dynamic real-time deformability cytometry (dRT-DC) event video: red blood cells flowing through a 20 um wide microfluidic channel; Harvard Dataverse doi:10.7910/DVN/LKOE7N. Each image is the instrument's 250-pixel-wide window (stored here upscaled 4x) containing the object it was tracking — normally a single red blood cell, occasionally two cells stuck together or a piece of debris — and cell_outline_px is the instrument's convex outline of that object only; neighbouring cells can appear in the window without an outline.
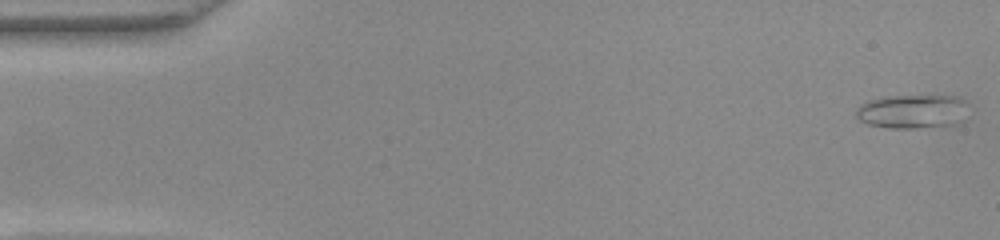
{"species": "common noctule bat (a hibernating species)", "species_latin": "Nyctalus noctula", "temperature_condition": "warm", "stored_images_in_passage": 46, "camera_frame_rate_fps": 3000, "um_per_image_px": 0.085, "animal": {"sex": "female", "body_mass_g": 22.0, "forearm_length_mm": 56.7}, "frame": {"image": 1, "passage_image": 1, "time_ms": 0.0, "image_size_px": [1000, 240], "cell_outline_px": [[960, 100], [952, 124], [916, 128], [888, 128], [868, 124], [860, 120], [856, 116], [856, 108], [860, 104], [868, 100], [884, 96], [956, 96]], "centroid_in_image_um": [77.23, 9.46], "position_along_channel_um": 7.8, "area_um2": 20.75}}
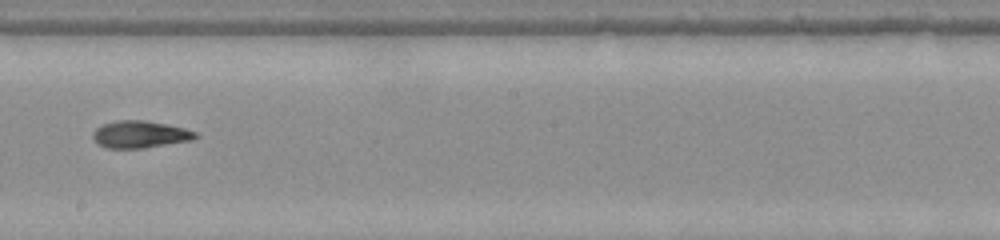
{"frame": {"image": 2, "passage_image": 28, "time_ms": 9.0, "image_size_px": [1000, 240], "cell_outline_px": [[200, 136], [192, 140], [144, 148], [104, 148], [92, 136], [92, 132], [96, 128], [104, 124], [116, 120], [144, 120], [168, 124], [184, 128], [196, 132]], "centroid_in_image_um": [11.92, 11.42], "position_along_channel_um": 236.3, "area_um2": 16.24}}
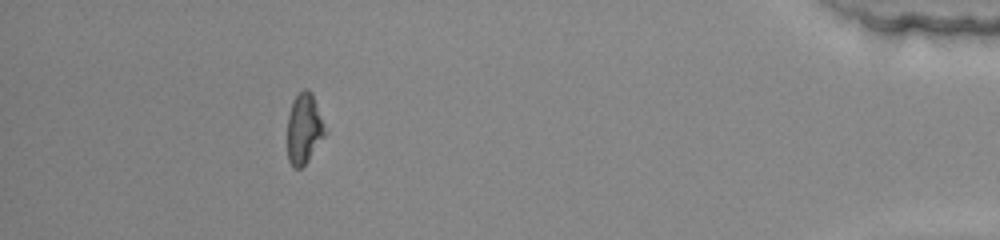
{"frame": {"image": 3, "passage_image": 45, "time_ms": 14.667, "image_size_px": [1000, 240], "cell_outline_px": [[328, 132], [308, 160], [300, 168], [292, 168], [288, 160], [288, 112], [292, 100], [304, 88], [308, 88], [312, 92]], "centroid_in_image_um": [25.86, 10.91], "position_along_channel_um": 409.3, "area_um2": 15.72}, "authors_computed_cell_mechanics": {"area_um2": 16.5019, "velocity_mm_per_s": 4.0976, "shape_relaxation_time_tau1_ms": null, "shape_relaxation_time_tau2_ms": 3.5581, "deformation_change_tau1": null, "deformation_change_tau2": 0.105}}